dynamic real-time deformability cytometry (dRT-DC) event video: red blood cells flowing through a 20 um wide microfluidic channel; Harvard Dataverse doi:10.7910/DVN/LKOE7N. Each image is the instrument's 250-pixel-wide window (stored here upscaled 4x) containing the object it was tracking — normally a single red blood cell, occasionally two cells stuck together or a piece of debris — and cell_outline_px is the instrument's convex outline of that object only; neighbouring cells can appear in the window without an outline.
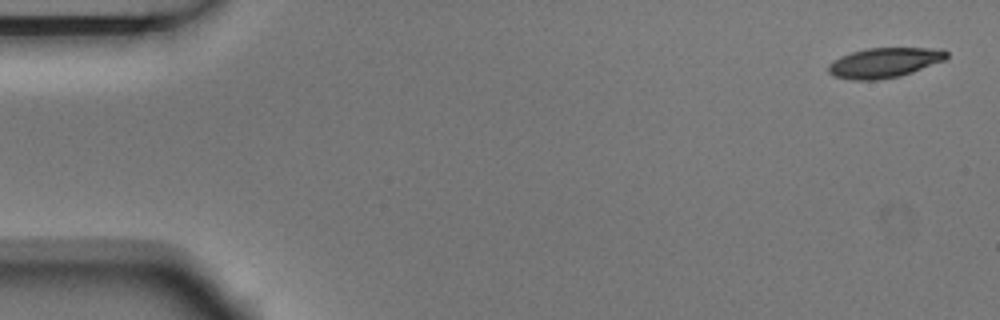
{"species": "Egyptian fruit bat (a non-hibernating species)", "species_latin": "Rousettus aegyptiacus", "temperature_condition": "room temperature", "stored_images_in_passage": 5, "camera_frame_rate_fps": 3000, "um_per_image_px": 0.085, "animal": {"sex": "male"}, "frame": {"image": 1, "passage_image": 1, "time_ms": 0.0, "image_size_px": [1000, 320], "cell_outline_px": [[948, 56], [944, 60], [912, 72], [900, 76], [876, 80], [852, 80], [832, 76], [828, 72], [828, 64], [832, 60], [840, 56], [852, 52], [868, 48], [944, 48], [948, 52]], "centroid_in_image_um": [75.15, 5.32], "position_along_channel_um": 9.9, "area_um2": 20.75}}
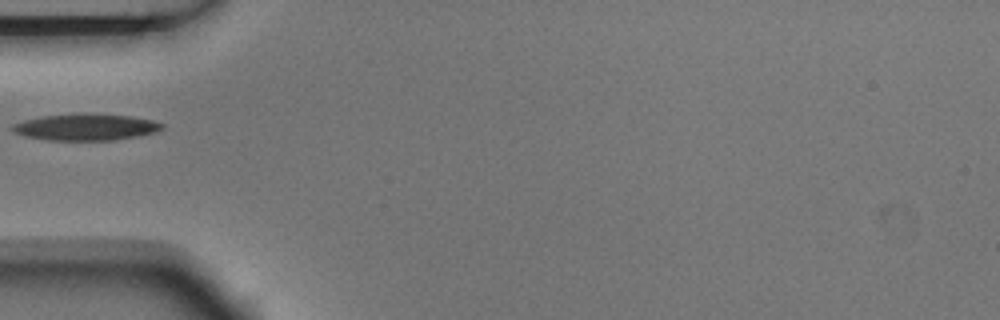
{"frame": {"image": 2, "passage_image": 5, "time_ms": 1.333, "image_size_px": [1000, 320], "cell_outline_px": [[164, 128], [156, 132], [136, 136], [112, 140], [48, 140], [24, 136], [12, 132], [12, 124], [24, 120], [40, 116], [128, 116], [152, 120], [164, 124]], "centroid_in_image_um": [7.26, 10.85], "position_along_channel_um": 77.7, "area_um2": 22.08}}